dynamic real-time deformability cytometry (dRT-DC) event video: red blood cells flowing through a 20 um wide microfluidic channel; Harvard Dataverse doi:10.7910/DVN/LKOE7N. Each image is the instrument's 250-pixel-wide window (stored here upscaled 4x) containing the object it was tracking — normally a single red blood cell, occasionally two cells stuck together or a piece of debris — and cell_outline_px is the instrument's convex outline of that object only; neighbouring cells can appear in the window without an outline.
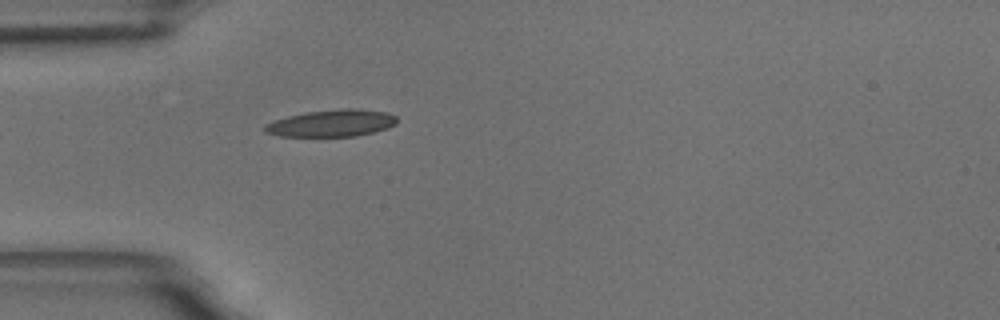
{"species": "common noctule bat (a hibernating species)", "species_latin": "Nyctalus noctula", "temperature_condition": "room temperature", "stored_images_in_passage": 5, "camera_frame_rate_fps": 3000, "um_per_image_px": 0.085, "animal": {"sex": "male", "body_mass_g": 18.8}, "frame": {"image": 1, "passage_image": 5, "time_ms": 4.667, "image_size_px": [1000, 320], "cell_outline_px": [[396, 124], [388, 128], [356, 136], [280, 136], [264, 132], [264, 124], [288, 116], [304, 112], [340, 108], [356, 108], [388, 112], [396, 116]], "centroid_in_image_um": [28.2, 10.46], "position_along_channel_um": 56.8, "area_um2": 20.87}}